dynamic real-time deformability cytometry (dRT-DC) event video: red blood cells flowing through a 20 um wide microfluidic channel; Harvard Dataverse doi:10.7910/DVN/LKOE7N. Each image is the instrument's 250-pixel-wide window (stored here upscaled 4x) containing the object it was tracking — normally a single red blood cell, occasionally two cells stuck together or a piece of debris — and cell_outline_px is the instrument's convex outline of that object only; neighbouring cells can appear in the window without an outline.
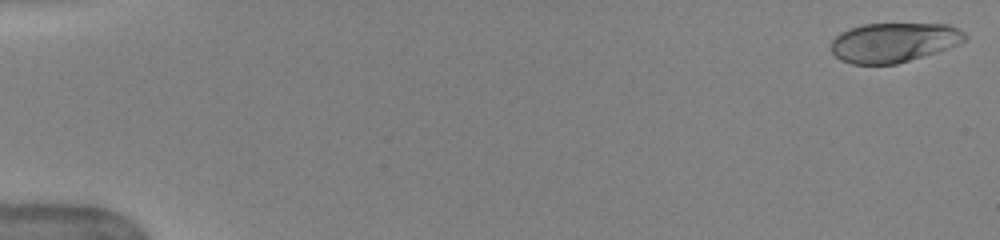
{"species": "human", "species_latin": "Homo sapiens", "temperature_condition": "warm", "stored_images_in_passage": 50, "camera_frame_rate_fps": 3000, "um_per_image_px": 0.085, "donor": {"sex": "female"}, "frame": {"image": 1, "passage_image": 1, "time_ms": 0.0, "image_size_px": [1000, 240], "cell_outline_px": [[968, 40], [948, 48], [936, 52], [896, 64], [852, 64], [840, 60], [828, 48], [832, 40], [840, 32], [848, 28], [864, 24], [948, 24], [964, 32], [968, 36]], "centroid_in_image_um": [75.94, 3.6], "position_along_channel_um": 9.1, "area_um2": 30.98}}
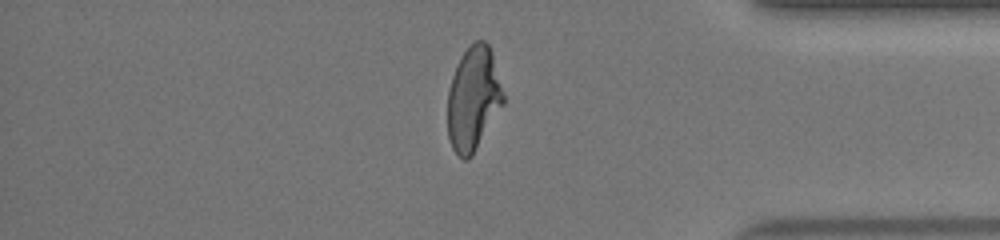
{"frame": {"image": 2, "passage_image": 43, "time_ms": 14.0, "image_size_px": [1000, 240], "cell_outline_px": [[504, 104], [472, 156], [468, 160], [464, 160], [452, 148], [448, 136], [448, 92], [452, 76], [456, 64], [464, 52], [476, 40], [484, 40], [488, 44], [492, 52], [504, 92]], "centroid_in_image_um": [40.24, 8.39], "position_along_channel_um": 395.0, "area_um2": 33.76}}
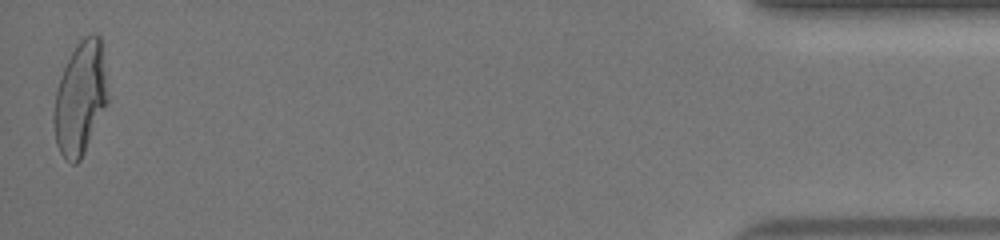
{"frame": {"image": 3, "passage_image": 50, "time_ms": 16.333, "image_size_px": [1000, 240], "cell_outline_px": [[108, 104], [80, 160], [76, 164], [72, 164], [60, 152], [56, 144], [52, 120], [52, 116], [56, 88], [60, 76], [76, 44], [84, 36], [100, 36], [108, 100]], "centroid_in_image_um": [6.79, 8.39], "position_along_channel_um": 428.4, "area_um2": 35.26}, "authors_computed_cell_mechanics": {"area_um2": 33.7552, "velocity_mm_per_s": 4.044, "shape_relaxation_time_tau1_ms": 3.3622, "shape_relaxation_time_tau2_ms": null, "deformation_change_tau1": 0.1982, "deformation_change_tau2": null}}